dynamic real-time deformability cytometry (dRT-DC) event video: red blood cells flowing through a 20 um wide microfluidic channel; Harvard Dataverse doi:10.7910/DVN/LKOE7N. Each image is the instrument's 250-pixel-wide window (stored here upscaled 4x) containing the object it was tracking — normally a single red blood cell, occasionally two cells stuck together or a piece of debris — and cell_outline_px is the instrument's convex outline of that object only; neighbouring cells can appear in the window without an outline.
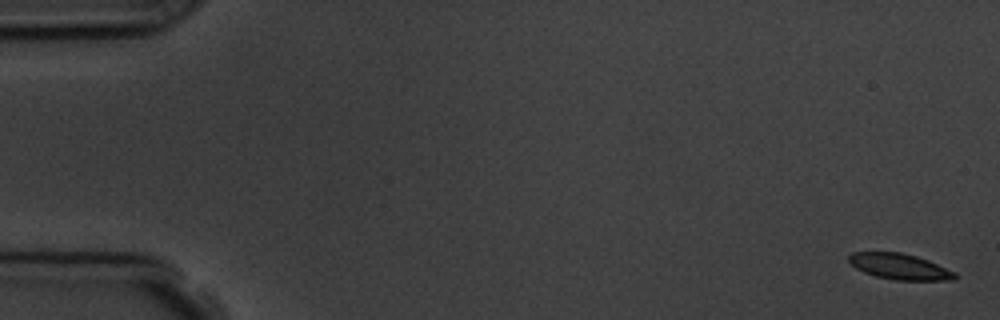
{"species": "common noctule bat (a hibernating species)", "species_latin": "Nyctalus noctula", "temperature_condition": "room temperature", "stored_images_in_passage": 6, "segment_of_instrument_passage": [1, 2], "camera_frame_rate_fps": 3000, "um_per_image_px": 0.085, "animal": {"sex": "male", "body_mass_g": 19.5, "forearm_length_mm": 54.6}, "frame": {"image": 1, "passage_image": 1, "time_ms": 0.0, "image_size_px": [1000, 320], "cell_outline_px": [[956, 276], [952, 280], [896, 280], [876, 276], [864, 272], [856, 268], [848, 260], [848, 256], [852, 252], [900, 252], [916, 256], [928, 260], [956, 272]], "centroid_in_image_um": [76.47, 22.65], "position_along_channel_um": 8.5, "area_um2": 15.84}}
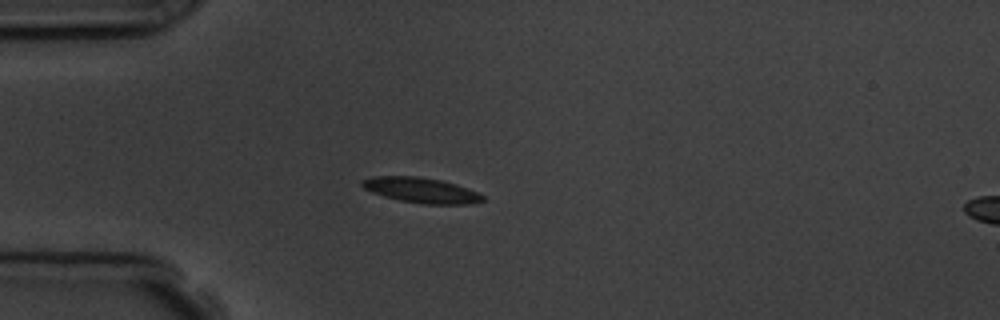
{"frame": {"image": 2, "passage_image": 5, "time_ms": 4.667, "image_size_px": [1000, 320], "cell_outline_px": [[484, 200], [468, 204], [420, 204], [400, 200], [384, 196], [372, 192], [364, 188], [360, 184], [360, 180], [372, 176], [416, 176], [440, 180], [456, 184], [468, 188], [484, 196]], "centroid_in_image_um": [35.77, 16.16], "position_along_channel_um": 49.2, "area_um2": 17.74}}